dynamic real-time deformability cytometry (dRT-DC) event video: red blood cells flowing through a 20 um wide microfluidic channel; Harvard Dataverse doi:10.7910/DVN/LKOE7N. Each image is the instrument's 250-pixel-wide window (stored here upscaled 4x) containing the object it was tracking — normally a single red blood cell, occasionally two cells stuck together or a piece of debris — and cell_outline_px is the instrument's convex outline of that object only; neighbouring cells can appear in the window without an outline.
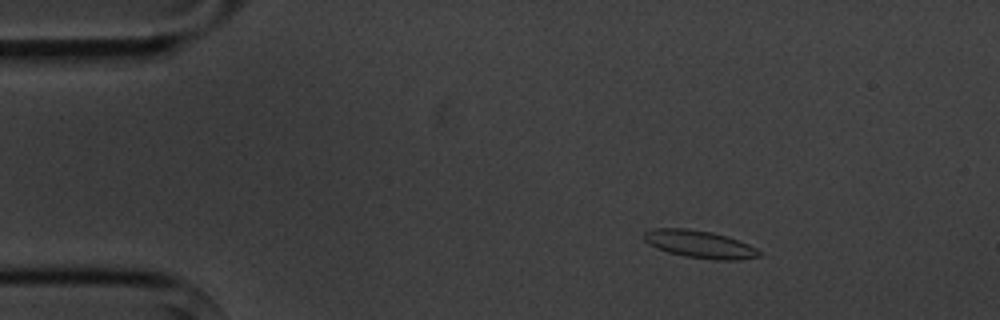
{"species": "common noctule bat (a hibernating species)", "species_latin": "Nyctalus noctula", "temperature_condition": "cold", "stored_images_in_passage": 3, "camera_frame_rate_fps": 3000, "um_per_image_px": 0.085, "animal": {"sex": "male", "body_mass_g": 20.1, "forearm_length_mm": 53.5}, "frame": {"image": 1, "passage_image": 1, "time_ms": 0.0, "image_size_px": [1000, 320], "cell_outline_px": [[760, 256], [740, 260], [716, 260], [684, 256], [668, 252], [656, 248], [648, 244], [644, 240], [644, 232], [652, 228], [688, 228], [712, 232], [728, 236], [740, 240], [756, 248], [760, 252]], "centroid_in_image_um": [59.46, 20.75], "position_along_channel_um": 25.5, "area_um2": 18.67}}